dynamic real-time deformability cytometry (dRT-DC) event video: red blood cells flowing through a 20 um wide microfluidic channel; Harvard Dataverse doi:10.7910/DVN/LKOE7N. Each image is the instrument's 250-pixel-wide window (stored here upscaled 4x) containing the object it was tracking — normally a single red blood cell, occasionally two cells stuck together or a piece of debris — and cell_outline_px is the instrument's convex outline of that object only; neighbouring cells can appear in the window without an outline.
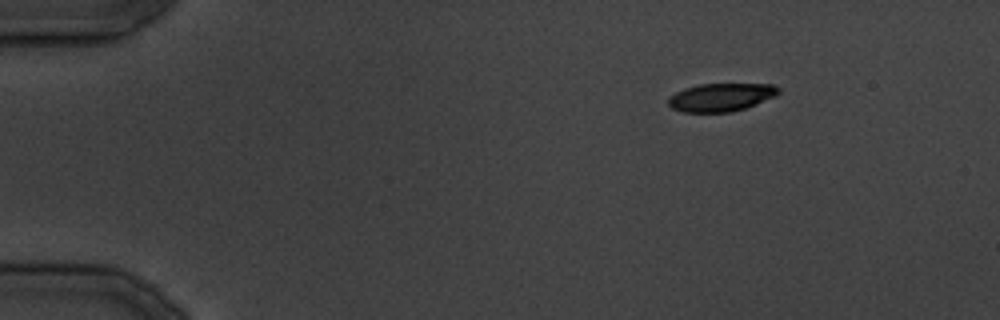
{"species": "common noctule bat (a hibernating species)", "species_latin": "Nyctalus noctula", "temperature_condition": "cold", "stored_images_in_passage": 5, "camera_frame_rate_fps": 3000, "um_per_image_px": 0.085, "animal": {"sex": "male", "body_mass_g": 19.5, "forearm_length_mm": 54.6}, "frame": {"image": 1, "passage_image": 1, "time_ms": 0.0, "image_size_px": [1000, 320], "cell_outline_px": [[780, 92], [776, 96], [756, 104], [732, 112], [684, 112], [672, 108], [668, 104], [668, 96], [684, 88], [700, 84], [772, 84], [780, 88]], "centroid_in_image_um": [61.28, 8.26], "position_along_channel_um": 23.7, "area_um2": 18.09}}